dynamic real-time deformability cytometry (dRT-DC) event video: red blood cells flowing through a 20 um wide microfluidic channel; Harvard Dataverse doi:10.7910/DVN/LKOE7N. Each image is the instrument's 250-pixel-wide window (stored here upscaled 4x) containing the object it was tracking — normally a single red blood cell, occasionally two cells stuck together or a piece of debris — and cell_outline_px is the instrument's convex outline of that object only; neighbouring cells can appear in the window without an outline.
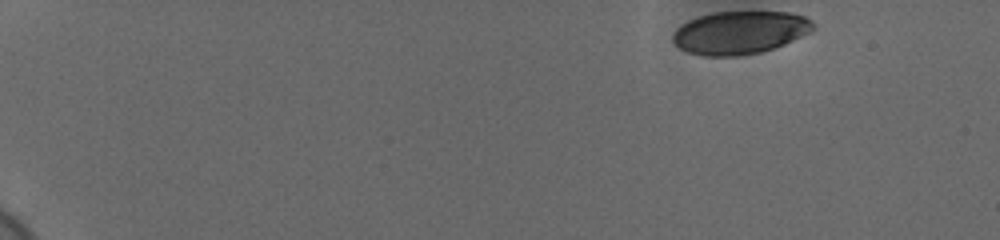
{"species": "human", "species_latin": "Homo sapiens", "temperature_condition": "cold", "stored_images_in_passage": 8, "camera_frame_rate_fps": 3000, "um_per_image_px": 0.085, "donor": {"sex": "female"}, "frame": {"image": 1, "passage_image": 1, "time_ms": 0.0, "image_size_px": [1000, 240], "cell_outline_px": [[816, 28], [784, 44], [760, 52], [740, 56], [704, 56], [688, 52], [680, 48], [672, 40], [672, 36], [676, 28], [688, 20], [700, 16], [716, 12], [788, 12], [804, 16], [812, 20]], "centroid_in_image_um": [62.87, 2.77], "position_along_channel_um": 22.1, "area_um2": 34.91}}
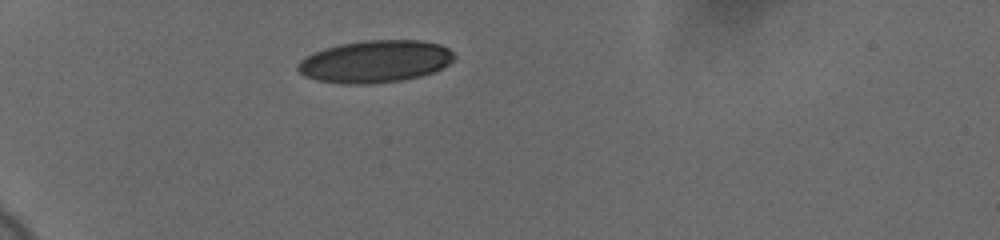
{"frame": {"image": 2, "passage_image": 6, "time_ms": 1.667, "image_size_px": [1000, 240], "cell_outline_px": [[456, 56], [448, 64], [432, 72], [420, 76], [400, 80], [368, 84], [344, 84], [316, 80], [304, 76], [296, 68], [296, 64], [300, 60], [324, 48], [340, 44], [364, 40], [420, 40], [440, 44], [448, 48]], "centroid_in_image_um": [31.87, 5.22], "position_along_channel_um": 53.1, "area_um2": 38.38}}